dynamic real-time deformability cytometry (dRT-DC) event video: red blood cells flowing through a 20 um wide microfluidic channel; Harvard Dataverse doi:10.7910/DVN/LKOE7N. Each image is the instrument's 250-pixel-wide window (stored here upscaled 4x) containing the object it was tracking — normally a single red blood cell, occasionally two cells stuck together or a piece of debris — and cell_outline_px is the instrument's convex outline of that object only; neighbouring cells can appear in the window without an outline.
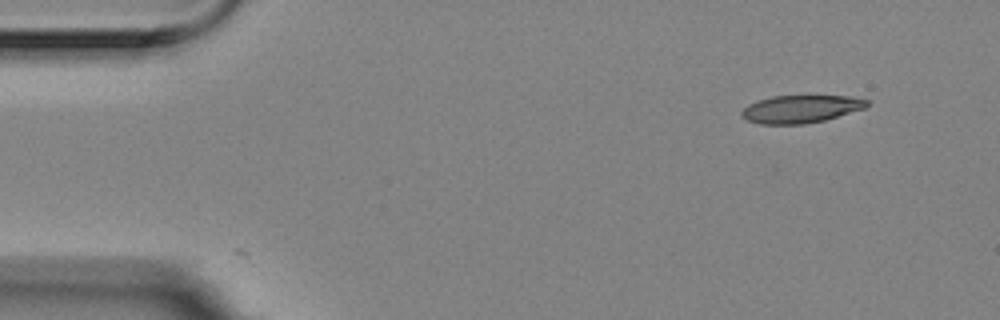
{"species": "Egyptian fruit bat (a non-hibernating species)", "species_latin": "Rousettus aegyptiacus", "temperature_condition": "room temperature", "stored_images_in_passage": 6, "segment_of_instrument_passage": [2, 2], "camera_frame_rate_fps": 3000, "um_per_image_px": 0.085, "animal": {"sex": "female"}, "frame": {"image": 1, "passage_image": 6, "time_ms": 1.667, "image_size_px": [1000, 320], "cell_outline_px": [[868, 104], [864, 108], [824, 120], [804, 124], [760, 124], [748, 120], [740, 116], [740, 112], [748, 104], [772, 96], [848, 96], [868, 100]], "centroid_in_image_um": [68.02, 9.27], "position_along_channel_um": 17.0, "area_um2": 20.0}}